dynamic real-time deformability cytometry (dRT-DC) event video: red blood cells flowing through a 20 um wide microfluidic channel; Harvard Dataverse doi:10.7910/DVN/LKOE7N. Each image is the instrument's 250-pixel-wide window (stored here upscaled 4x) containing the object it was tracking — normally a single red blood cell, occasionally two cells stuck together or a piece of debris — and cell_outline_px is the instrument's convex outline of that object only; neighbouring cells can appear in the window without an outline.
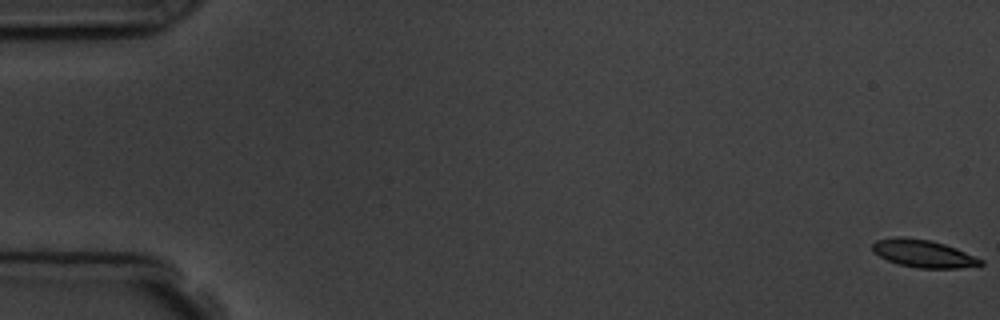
{"species": "common noctule bat (a hibernating species)", "species_latin": "Nyctalus noctula", "temperature_condition": "room temperature", "stored_images_in_passage": 5, "segment_of_instrument_passage": [1, 2], "camera_frame_rate_fps": 3000, "um_per_image_px": 0.085, "animal": {"sex": "male", "body_mass_g": 19.5, "forearm_length_mm": 54.6}, "frame": {"image": 1, "passage_image": 1, "time_ms": 0.0, "image_size_px": [1000, 320], "cell_outline_px": [[984, 264], [960, 268], [920, 268], [900, 264], [888, 260], [872, 252], [872, 244], [876, 240], [896, 236], [904, 236], [932, 240], [956, 248], [984, 260]], "centroid_in_image_um": [78.47, 21.53], "position_along_channel_um": 6.5, "area_um2": 17.46}}